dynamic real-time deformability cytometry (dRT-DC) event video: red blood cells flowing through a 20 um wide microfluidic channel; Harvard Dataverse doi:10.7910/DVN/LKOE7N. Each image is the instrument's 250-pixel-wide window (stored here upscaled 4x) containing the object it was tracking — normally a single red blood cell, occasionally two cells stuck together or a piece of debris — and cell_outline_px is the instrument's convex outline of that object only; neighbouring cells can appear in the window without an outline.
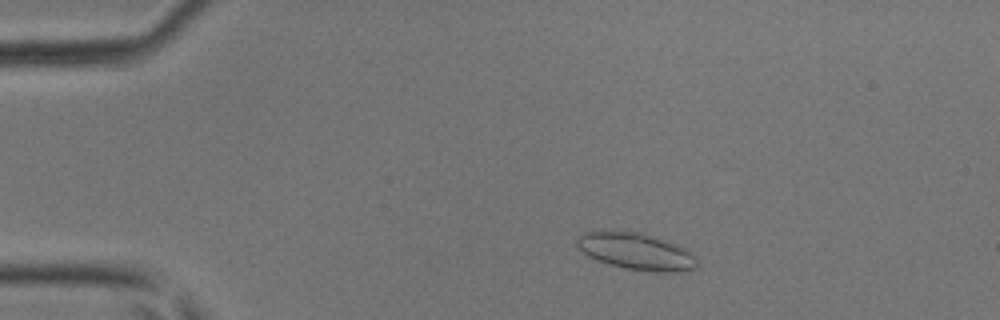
{"species": "common noctule bat (a hibernating species)", "species_latin": "Nyctalus noctula", "temperature_condition": "room temperature", "stored_images_in_passage": 44, "camera_frame_rate_fps": 3000, "um_per_image_px": 0.085, "animal": {"sex": "male", "body_mass_g": 17.9, "forearm_length_mm": 54.2}, "frame": {"image": 1, "passage_image": 5, "time_ms": 1.333, "image_size_px": [1000, 320], "cell_outline_px": [[696, 268], [684, 272], [656, 272], [624, 268], [596, 260], [588, 256], [576, 244], [576, 236], [580, 232], [600, 228], [604, 228], [640, 232], [668, 240], [684, 248], [696, 256]], "centroid_in_image_um": [54.01, 21.32], "position_along_channel_um": 31.0, "area_um2": 26.65}}
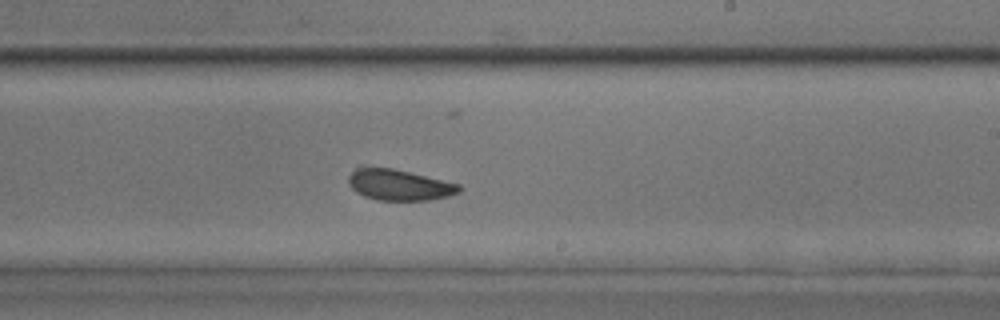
{"frame": {"image": 2, "passage_image": 25, "time_ms": 8.0, "image_size_px": [1000, 320], "cell_outline_px": [[460, 192], [448, 196], [428, 200], [376, 200], [364, 196], [356, 192], [348, 184], [348, 176], [356, 168], [364, 164], [392, 168], [460, 184]], "centroid_in_image_um": [33.86, 15.69], "position_along_channel_um": 255.1, "area_um2": 20.23}}
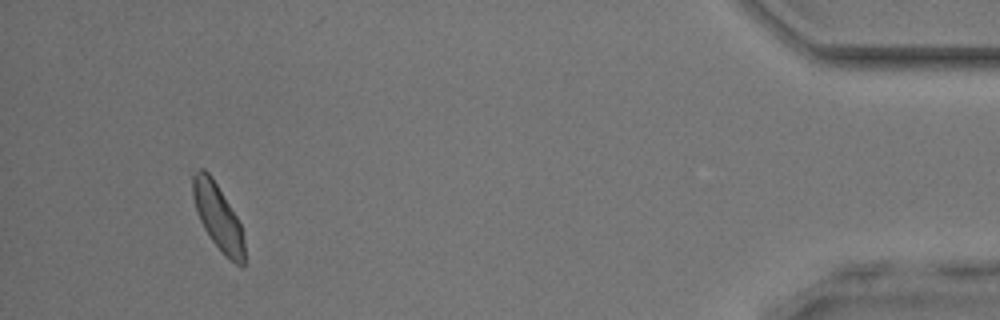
{"frame": {"image": 3, "passage_image": 41, "time_ms": 13.333, "image_size_px": [1000, 320], "cell_outline_px": [[244, 268], [236, 264], [212, 240], [204, 228], [200, 220], [192, 196], [192, 176], [200, 168], [204, 168], [212, 176], [236, 216], [240, 224], [244, 240]], "centroid_in_image_um": [18.52, 18.39], "position_along_channel_um": 416.7, "area_um2": 19.31}}